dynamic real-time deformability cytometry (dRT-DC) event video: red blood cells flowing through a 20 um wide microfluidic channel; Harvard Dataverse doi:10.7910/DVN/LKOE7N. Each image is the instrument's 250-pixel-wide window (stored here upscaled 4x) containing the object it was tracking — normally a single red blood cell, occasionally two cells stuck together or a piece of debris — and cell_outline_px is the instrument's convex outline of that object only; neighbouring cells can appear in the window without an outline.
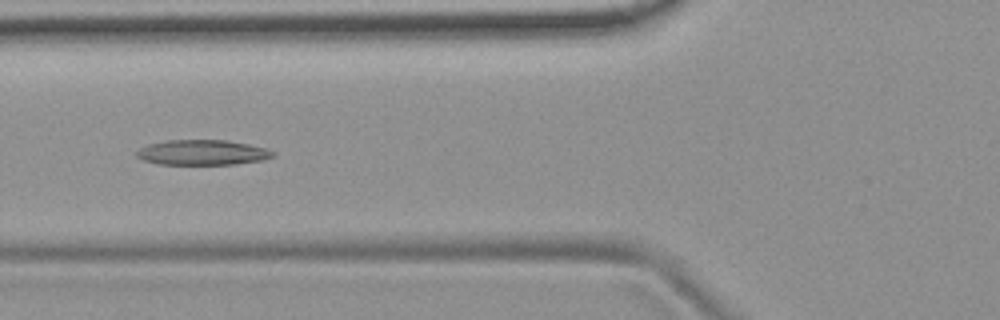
{"species": "common noctule bat (a hibernating species)", "species_latin": "Nyctalus noctula", "temperature_condition": "room temperature", "stored_images_in_passage": 9, "camera_frame_rate_fps": 3000, "um_per_image_px": 0.085, "animal": {"sex": "female", "body_mass_g": 19.9}, "frame": {"image": 1, "passage_image": 7, "time_ms": 7.667, "image_size_px": [1000, 320], "cell_outline_px": [[276, 152], [272, 156], [264, 160], [236, 164], [160, 164], [144, 160], [136, 156], [136, 152], [140, 148], [148, 144], [164, 140], [228, 140], [248, 144], [264, 148]], "centroid_in_image_um": [17.2, 12.95], "position_along_channel_um": 108.6, "area_um2": 19.94}}
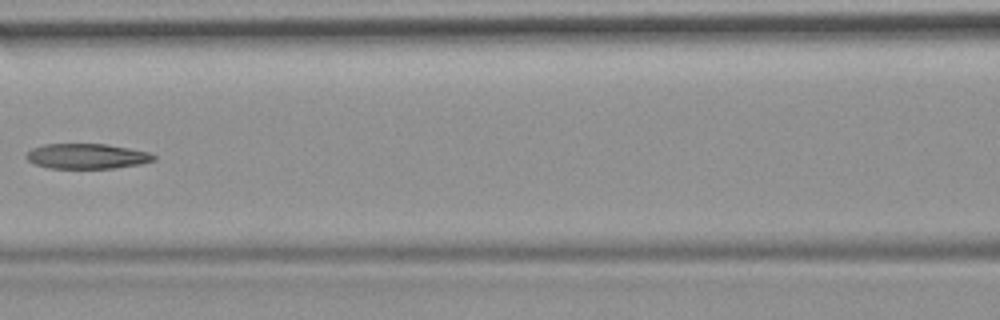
{"frame": {"image": 2, "passage_image": 8, "time_ms": 9.0, "image_size_px": [1000, 320], "cell_outline_px": [[156, 160], [140, 164], [116, 168], [48, 168], [36, 164], [28, 160], [24, 156], [32, 148], [44, 144], [104, 144], [128, 148], [148, 152], [156, 156]], "centroid_in_image_um": [7.38, 13.28], "position_along_channel_um": 159.2, "area_um2": 18.61}}
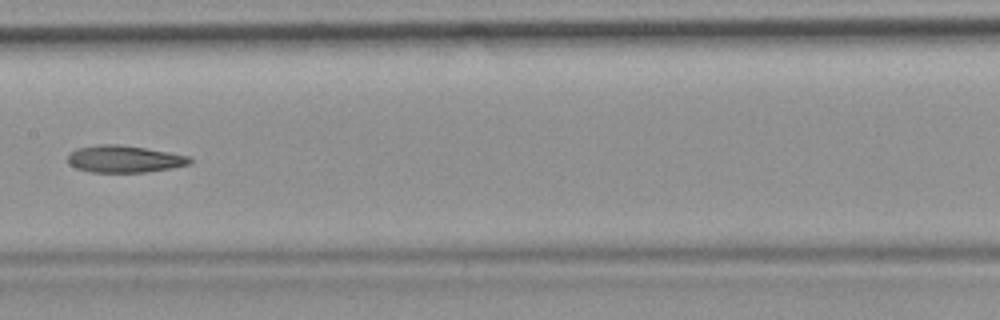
{"frame": {"image": 3, "passage_image": 9, "time_ms": 10.0, "image_size_px": [1000, 320], "cell_outline_px": [[192, 160], [188, 164], [172, 168], [144, 172], [92, 172], [76, 168], [68, 164], [68, 156], [76, 148], [96, 144], [120, 144], [168, 152], [188, 156]], "centroid_in_image_um": [10.52, 13.51], "position_along_channel_um": 196.9, "area_um2": 19.13}}